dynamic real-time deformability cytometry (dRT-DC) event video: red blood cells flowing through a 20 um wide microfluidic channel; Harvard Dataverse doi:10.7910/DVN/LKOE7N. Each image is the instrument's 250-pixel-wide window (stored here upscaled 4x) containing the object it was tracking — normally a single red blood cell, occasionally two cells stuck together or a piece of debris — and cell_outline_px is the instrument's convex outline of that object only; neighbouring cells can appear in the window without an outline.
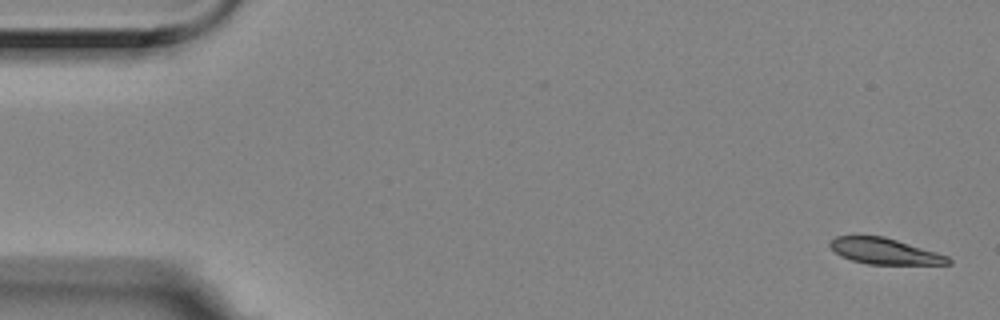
{"species": "Egyptian fruit bat (a non-hibernating species)", "species_latin": "Rousettus aegyptiacus", "temperature_condition": "room temperature", "stored_images_in_passage": 15, "camera_frame_rate_fps": 3000, "um_per_image_px": 0.085, "animal": {"sex": "female"}, "frame": {"image": 1, "passage_image": 1, "time_ms": 0.0, "image_size_px": [1000, 320], "cell_outline_px": [[952, 264], [868, 264], [852, 260], [840, 256], [828, 244], [836, 236], [884, 236], [936, 252], [948, 256], [952, 260]], "centroid_in_image_um": [75.21, 21.35], "position_along_channel_um": 9.8, "area_um2": 17.69}}
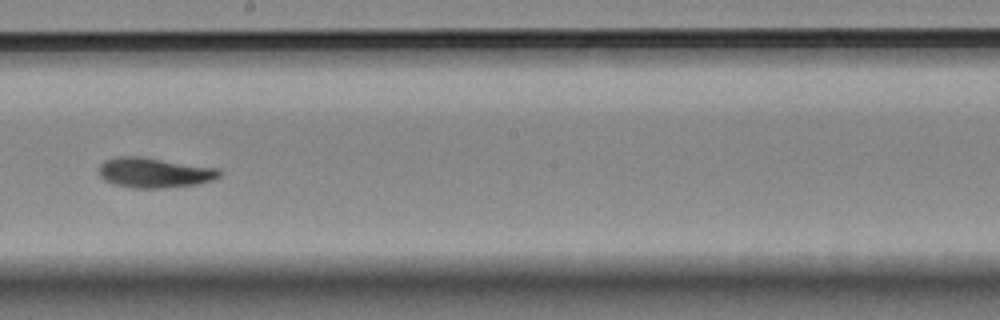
{"frame": {"image": 2, "passage_image": 9, "time_ms": 2.667, "image_size_px": [1000, 320], "cell_outline_px": [[220, 176], [212, 180], [200, 184], [160, 188], [136, 188], [112, 184], [104, 180], [100, 176], [100, 164], [104, 160], [120, 156], [140, 156], [220, 168]], "centroid_in_image_um": [13.13, 14.67], "position_along_channel_um": 235.1, "area_um2": 21.21}}
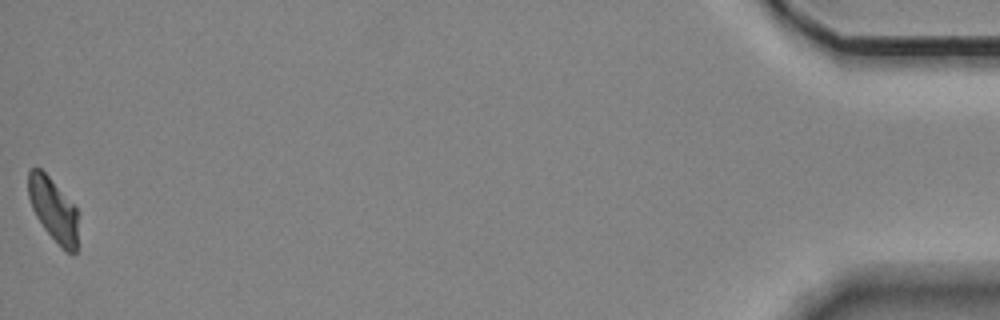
{"frame": {"image": 3, "passage_image": 15, "time_ms": 4.667, "image_size_px": [1000, 320], "cell_outline_px": [[76, 252], [64, 252], [60, 248], [44, 228], [36, 216], [32, 208], [28, 196], [28, 172], [32, 168], [40, 168], [48, 176], [76, 208]], "centroid_in_image_um": [4.49, 17.83], "position_along_channel_um": 430.7, "area_um2": 17.98}}